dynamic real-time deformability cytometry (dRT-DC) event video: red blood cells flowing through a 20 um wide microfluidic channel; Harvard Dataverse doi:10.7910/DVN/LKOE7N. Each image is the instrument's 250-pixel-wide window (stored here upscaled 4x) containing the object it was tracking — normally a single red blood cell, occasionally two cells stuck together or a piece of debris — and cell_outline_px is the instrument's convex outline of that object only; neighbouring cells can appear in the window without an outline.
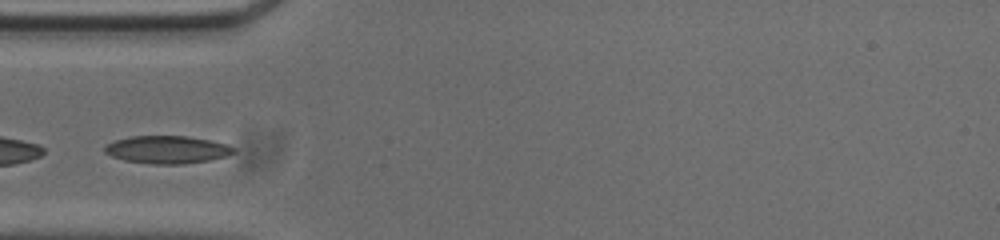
{"species": "common noctule bat (a hibernating species)", "species_latin": "Nyctalus noctula", "temperature_condition": "cold", "stored_images_in_passage": 11, "camera_frame_rate_fps": 3000, "um_per_image_px": 0.085, "animal": {"sex": "male", "body_mass_g": 20.0, "forearm_length_mm": 53.3}, "frame": {"image": 1, "passage_image": 1, "time_ms": 0.0, "image_size_px": [1000, 240], "cell_outline_px": [[236, 152], [228, 156], [208, 160], [184, 164], [152, 164], [124, 160], [112, 156], [104, 152], [104, 148], [108, 144], [116, 140], [132, 136], [188, 136], [228, 144], [236, 148]], "centroid_in_image_um": [14.25, 12.72], "position_along_channel_um": 70.7, "area_um2": 20.81}}
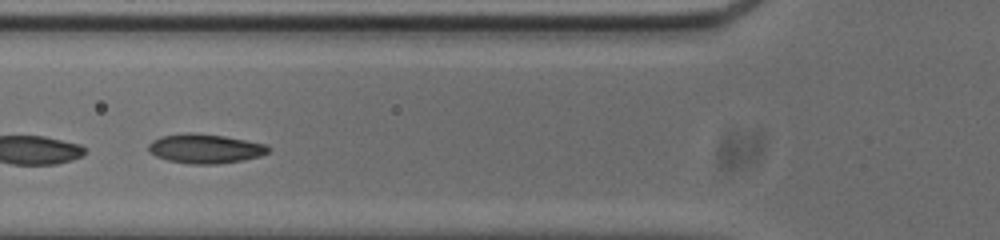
{"frame": {"image": 2, "passage_image": 4, "time_ms": 1.0, "image_size_px": [1000, 240], "cell_outline_px": [[272, 148], [268, 152], [260, 156], [244, 160], [216, 164], [188, 164], [168, 160], [156, 156], [148, 152], [148, 144], [152, 140], [160, 136], [184, 132], [192, 132], [224, 136], [264, 144]], "centroid_in_image_um": [17.4, 12.63], "position_along_channel_um": 108.4, "area_um2": 20.63}}